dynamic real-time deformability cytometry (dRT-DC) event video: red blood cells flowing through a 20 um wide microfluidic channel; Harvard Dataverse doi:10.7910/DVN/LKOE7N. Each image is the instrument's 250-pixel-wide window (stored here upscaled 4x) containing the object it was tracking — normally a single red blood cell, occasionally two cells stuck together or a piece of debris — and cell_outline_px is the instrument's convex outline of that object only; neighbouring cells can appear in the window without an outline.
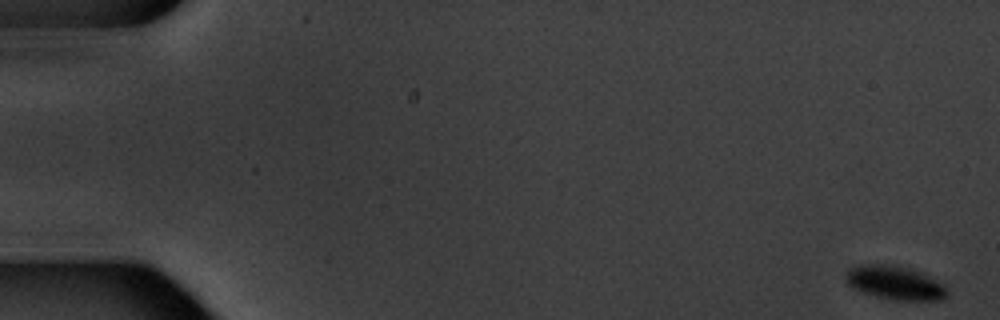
{"species": "common noctule bat (a hibernating species)", "species_latin": "Nyctalus noctula", "temperature_condition": "warm", "stored_images_in_passage": 6, "camera_frame_rate_fps": 3000, "um_per_image_px": 0.085, "animal": {"sex": "male", "body_mass_g": 20.1, "forearm_length_mm": 53.5}, "frame": {"image": 1, "passage_image": 1, "time_ms": 0.0, "image_size_px": [1000, 320], "cell_outline_px": [[948, 292], [944, 300], [892, 300], [876, 296], [852, 288], [848, 284], [844, 276], [848, 268], [860, 264], [896, 264], [924, 272], [944, 284], [948, 288]], "centroid_in_image_um": [76.1, 24.01], "position_along_channel_um": 8.9, "area_um2": 20.46}}
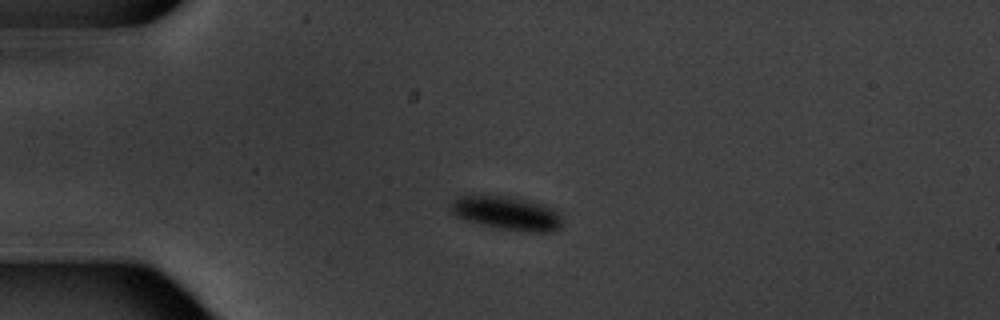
{"frame": {"image": 2, "passage_image": 5, "time_ms": 4.667, "image_size_px": [1000, 320], "cell_outline_px": [[560, 228], [552, 232], [524, 232], [492, 228], [464, 220], [456, 216], [448, 208], [448, 204], [456, 196], [512, 196], [544, 204], [552, 208], [560, 216]], "centroid_in_image_um": [43.02, 18.13], "position_along_channel_um": 42.0, "area_um2": 22.31}}